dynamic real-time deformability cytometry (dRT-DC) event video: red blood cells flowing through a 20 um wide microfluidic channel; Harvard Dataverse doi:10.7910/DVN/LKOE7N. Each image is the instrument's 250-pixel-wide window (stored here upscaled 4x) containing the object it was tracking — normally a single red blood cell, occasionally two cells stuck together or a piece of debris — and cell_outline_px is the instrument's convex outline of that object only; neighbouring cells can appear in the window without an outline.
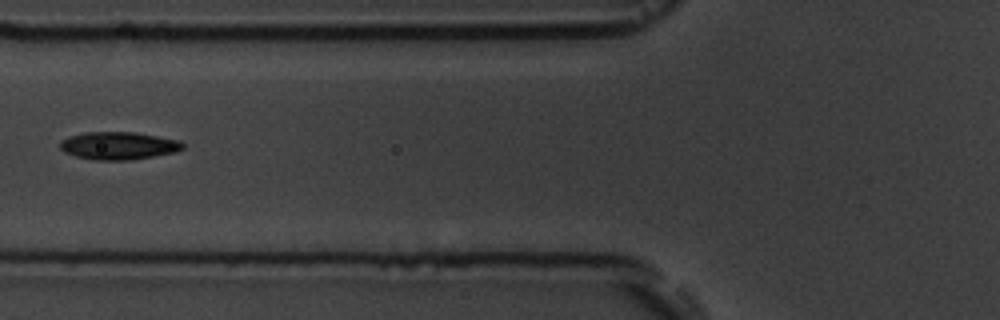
{"species": "common noctule bat (a hibernating species)", "species_latin": "Nyctalus noctula", "temperature_condition": "room temperature", "stored_images_in_passage": 11, "camera_frame_rate_fps": 3000, "um_per_image_px": 0.085, "animal": {"sex": "male", "body_mass_g": 19.5, "forearm_length_mm": 54.6}, "frame": {"image": 1, "passage_image": 7, "time_ms": 8.0, "image_size_px": [1000, 320], "cell_outline_px": [[184, 148], [176, 152], [132, 160], [92, 160], [76, 156], [64, 152], [60, 148], [60, 140], [68, 136], [84, 132], [132, 132], [180, 140], [184, 144]], "centroid_in_image_um": [10.06, 12.39], "position_along_channel_um": 115.7, "area_um2": 19.94}}
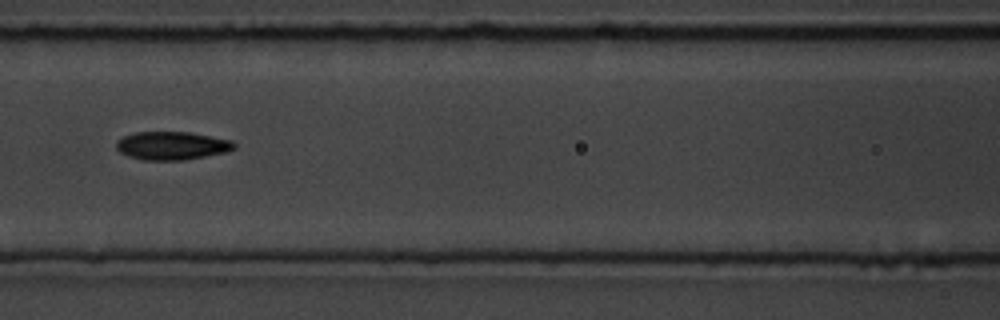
{"frame": {"image": 2, "passage_image": 8, "time_ms": 9.0, "image_size_px": [1000, 320], "cell_outline_px": [[236, 148], [228, 152], [184, 160], [144, 160], [128, 156], [120, 152], [116, 148], [116, 140], [124, 136], [136, 132], [192, 132], [232, 140], [236, 144]], "centroid_in_image_um": [14.64, 12.38], "position_along_channel_um": 152.0, "area_um2": 19.59}}